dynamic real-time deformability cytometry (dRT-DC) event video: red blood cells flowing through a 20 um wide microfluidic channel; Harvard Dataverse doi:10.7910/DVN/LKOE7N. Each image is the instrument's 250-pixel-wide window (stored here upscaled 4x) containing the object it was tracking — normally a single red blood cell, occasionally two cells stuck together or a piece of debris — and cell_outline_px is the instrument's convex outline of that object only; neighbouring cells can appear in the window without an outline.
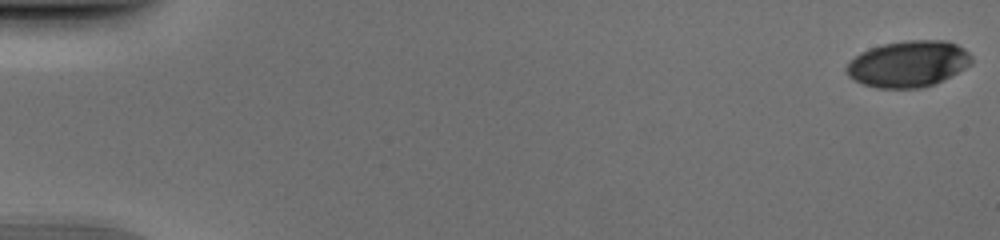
{"species": "human", "species_latin": "Homo sapiens", "temperature_condition": "cold", "stored_images_in_passage": 52, "camera_frame_rate_fps": 3000, "um_per_image_px": 0.085, "donor": {"sex": "male"}, "frame": {"image": 1, "passage_image": 1, "time_ms": 0.0, "image_size_px": [1000, 240], "cell_outline_px": [[972, 64], [936, 84], [920, 88], [876, 88], [864, 84], [848, 76], [844, 72], [844, 68], [848, 60], [860, 52], [868, 48], [884, 44], [904, 40], [948, 40], [964, 48], [972, 56]], "centroid_in_image_um": [77.18, 5.42], "position_along_channel_um": 7.8, "area_um2": 34.22}}
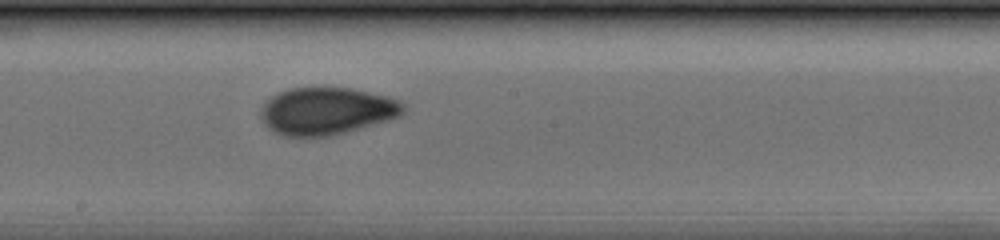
{"frame": {"image": 2, "passage_image": 30, "time_ms": 9.667, "image_size_px": [1000, 240], "cell_outline_px": [[404, 112], [400, 116], [388, 120], [344, 132], [328, 136], [284, 136], [268, 128], [264, 124], [260, 116], [260, 104], [276, 92], [288, 88], [348, 88], [388, 96], [400, 100], [404, 104]], "centroid_in_image_um": [27.72, 9.42], "position_along_channel_um": 220.5, "area_um2": 39.36}}
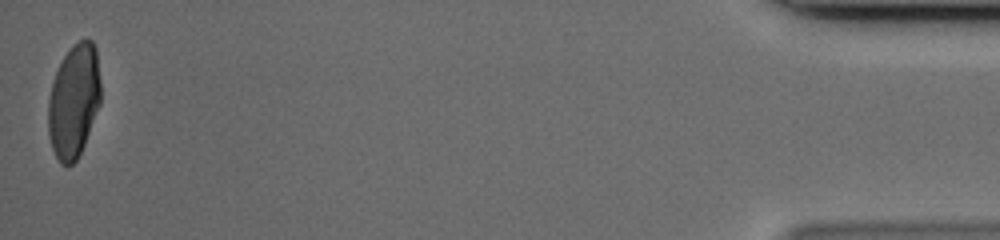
{"frame": {"image": 3, "passage_image": 52, "time_ms": 17.0, "image_size_px": [1000, 240], "cell_outline_px": [[100, 104], [84, 144], [76, 160], [68, 168], [60, 164], [52, 148], [48, 132], [48, 100], [52, 84], [56, 72], [64, 56], [72, 44], [80, 40], [92, 40], [96, 48], [100, 80]], "centroid_in_image_um": [6.27, 8.6], "position_along_channel_um": 428.9, "area_um2": 34.74}}